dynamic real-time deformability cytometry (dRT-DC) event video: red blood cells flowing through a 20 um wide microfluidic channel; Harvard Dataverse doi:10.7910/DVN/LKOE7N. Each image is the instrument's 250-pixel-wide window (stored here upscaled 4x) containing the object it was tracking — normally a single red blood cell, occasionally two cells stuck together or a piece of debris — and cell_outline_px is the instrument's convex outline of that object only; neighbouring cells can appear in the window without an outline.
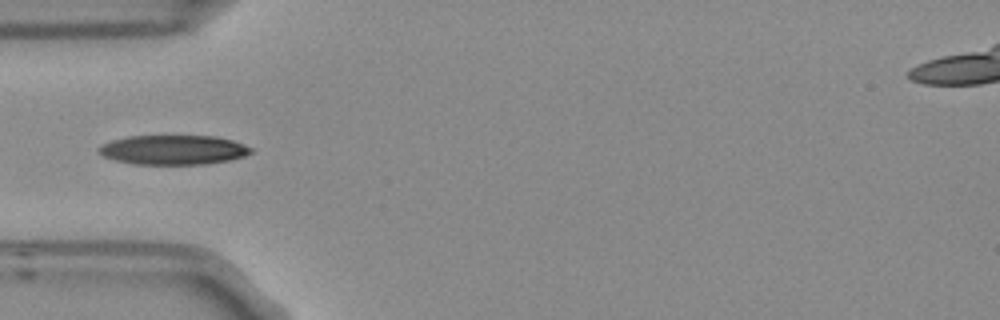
{"species": "Egyptian fruit bat (a non-hibernating species)", "species_latin": "Rousettus aegyptiacus", "temperature_condition": "room temperature", "stored_images_in_passage": 6, "camera_frame_rate_fps": 3000, "um_per_image_px": 0.085, "frame": {"image": 1, "passage_image": 4, "time_ms": 1.0, "image_size_px": [1000, 320], "cell_outline_px": [[252, 152], [244, 156], [232, 160], [208, 164], [132, 164], [116, 160], [104, 156], [96, 148], [112, 140], [128, 136], [216, 136], [232, 140], [252, 148]], "centroid_in_image_um": [14.76, 12.74], "position_along_channel_um": 70.2, "area_um2": 26.13}}